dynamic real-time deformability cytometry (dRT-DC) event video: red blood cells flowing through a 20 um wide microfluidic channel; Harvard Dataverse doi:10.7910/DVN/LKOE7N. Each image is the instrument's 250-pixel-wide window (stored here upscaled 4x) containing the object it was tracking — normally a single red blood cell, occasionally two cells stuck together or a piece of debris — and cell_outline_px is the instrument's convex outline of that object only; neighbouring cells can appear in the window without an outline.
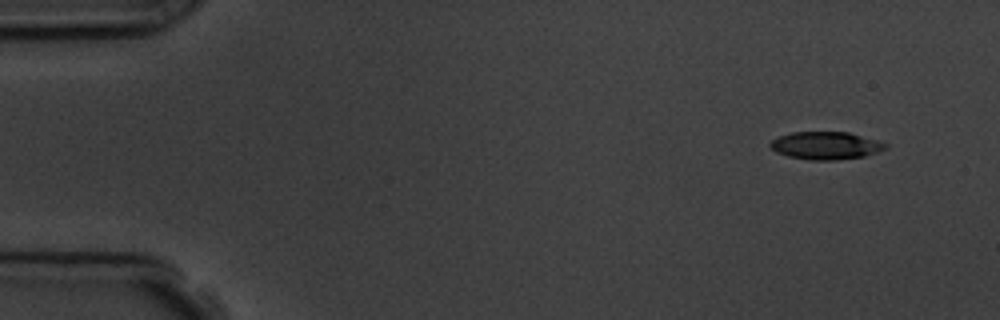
{"species": "common noctule bat (a hibernating species)", "species_latin": "Nyctalus noctula", "temperature_condition": "room temperature", "stored_images_in_passage": 5, "camera_frame_rate_fps": 3000, "um_per_image_px": 0.085, "animal": {"sex": "male", "body_mass_g": 19.5, "forearm_length_mm": 54.6}, "frame": {"image": 1, "passage_image": 1, "time_ms": 0.0, "image_size_px": [1000, 320], "cell_outline_px": [[888, 148], [864, 156], [836, 160], [808, 160], [788, 156], [776, 152], [768, 144], [772, 140], [780, 136], [792, 132], [848, 132], [876, 140], [888, 144]], "centroid_in_image_um": [70.18, 12.37], "position_along_channel_um": 14.8, "area_um2": 18.5}}
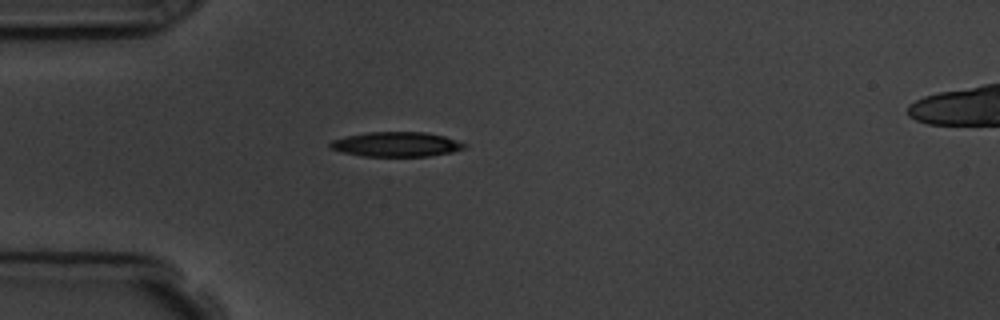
{"frame": {"image": 2, "passage_image": 4, "time_ms": 3.667, "image_size_px": [1000, 320], "cell_outline_px": [[468, 144], [464, 148], [452, 152], [428, 156], [360, 156], [344, 152], [332, 148], [328, 144], [332, 140], [348, 136], [368, 132], [424, 132], [444, 136]], "centroid_in_image_um": [33.71, 12.26], "position_along_channel_um": 51.3, "area_um2": 19.13}}